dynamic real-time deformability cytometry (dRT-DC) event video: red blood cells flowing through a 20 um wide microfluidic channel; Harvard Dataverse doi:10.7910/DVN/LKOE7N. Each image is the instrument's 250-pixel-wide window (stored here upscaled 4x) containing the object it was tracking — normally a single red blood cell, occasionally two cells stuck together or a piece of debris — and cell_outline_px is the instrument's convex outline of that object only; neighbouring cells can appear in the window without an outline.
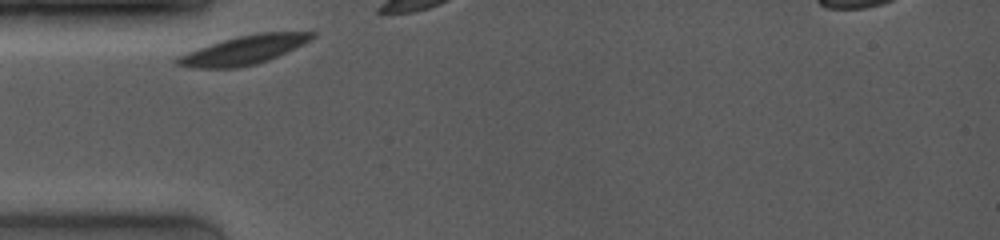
{"species": "common noctule bat (a hibernating species)", "species_latin": "Nyctalus noctula", "temperature_condition": "room temperature", "stored_images_in_passage": 15, "camera_frame_rate_fps": 4000, "um_per_image_px": 0.085, "animal": {"sex": "female", "body_mass_g": 19.0, "forearm_length_mm": 53.3}, "frame": {"image": 1, "passage_image": 1, "time_ms": 0.0, "image_size_px": [1000, 240], "cell_outline_px": [[316, 36], [304, 44], [268, 60], [256, 64], [240, 68], [196, 68], [176, 64], [172, 60], [176, 56], [236, 36], [256, 32], [316, 32]], "centroid_in_image_um": [20.73, 4.25], "position_along_channel_um": 64.3, "area_um2": 22.54}}